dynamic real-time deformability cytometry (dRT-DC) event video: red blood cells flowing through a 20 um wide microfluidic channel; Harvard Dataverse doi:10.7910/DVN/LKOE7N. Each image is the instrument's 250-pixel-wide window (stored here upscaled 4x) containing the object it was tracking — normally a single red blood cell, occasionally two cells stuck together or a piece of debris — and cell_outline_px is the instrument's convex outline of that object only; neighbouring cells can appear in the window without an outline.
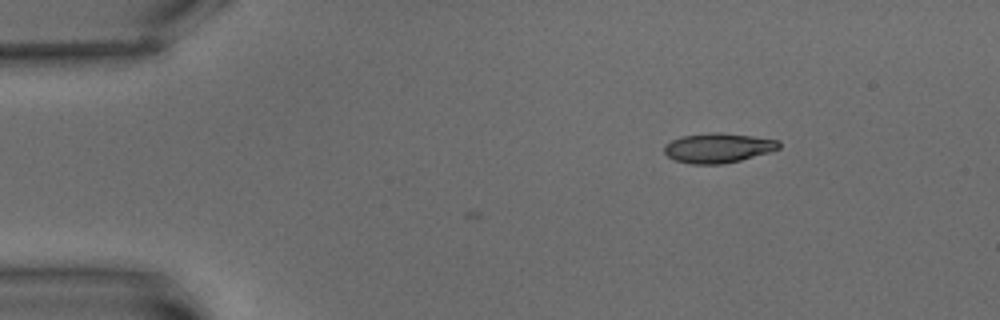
{"species": "common noctule bat (a hibernating species)", "species_latin": "Nyctalus noctula", "temperature_condition": "warm", "stored_images_in_passage": 3, "camera_frame_rate_fps": 3000, "um_per_image_px": 0.085, "animal": {"sex": "male", "body_mass_g": 15.6}, "frame": {"image": 1, "passage_image": 1, "time_ms": 0.0, "image_size_px": [1000, 320], "cell_outline_px": [[780, 148], [768, 152], [740, 160], [724, 164], [692, 164], [676, 160], [668, 156], [664, 152], [664, 144], [680, 136], [712, 132], [720, 132], [752, 136], [780, 140]], "centroid_in_image_um": [61.02, 12.56], "position_along_channel_um": 24.0, "area_um2": 19.83}}
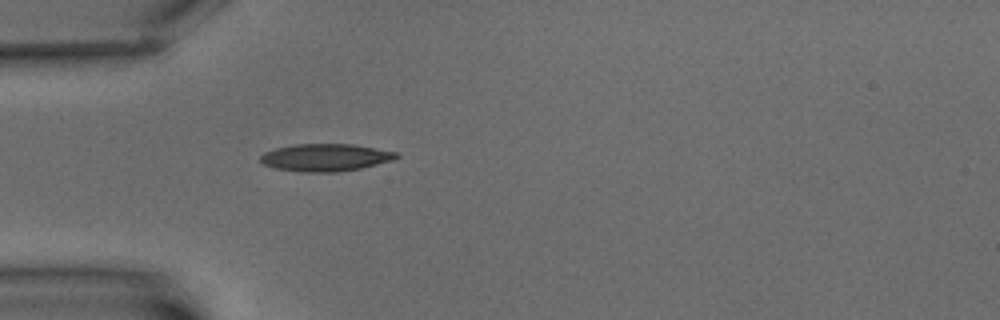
{"frame": {"image": 2, "passage_image": 3, "time_ms": 3.333, "image_size_px": [1000, 320], "cell_outline_px": [[400, 156], [392, 160], [360, 168], [336, 172], [300, 172], [276, 168], [264, 164], [260, 160], [260, 156], [264, 152], [276, 148], [296, 144], [352, 144], [396, 152]], "centroid_in_image_um": [27.64, 13.38], "position_along_channel_um": 57.4, "area_um2": 21.5}}